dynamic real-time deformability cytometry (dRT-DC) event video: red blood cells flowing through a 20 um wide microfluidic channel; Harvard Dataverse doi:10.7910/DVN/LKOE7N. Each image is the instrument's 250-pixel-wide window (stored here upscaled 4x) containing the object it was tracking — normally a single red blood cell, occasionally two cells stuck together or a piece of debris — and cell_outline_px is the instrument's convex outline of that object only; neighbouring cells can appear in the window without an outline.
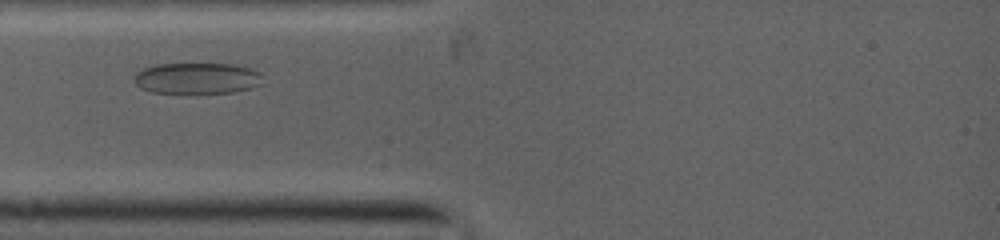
{"species": "common noctule bat (a hibernating species)", "species_latin": "Nyctalus noctula", "temperature_condition": "warm", "stored_images_in_passage": 10, "camera_frame_rate_fps": 5000, "um_per_image_px": 0.085, "animal": {"sex": "female", "body_mass_g": 19.0, "forearm_length_mm": 53.3}, "frame": {"image": 1, "passage_image": 2, "time_ms": 1.0, "image_size_px": [1000, 240], "cell_outline_px": [[260, 76], [256, 84], [252, 88], [232, 92], [152, 92], [136, 84], [136, 72], [144, 68], [156, 64], [236, 64], [252, 68], [260, 72]], "centroid_in_image_um": [16.75, 6.63], "position_along_channel_um": 68.2, "area_um2": 22.72}}
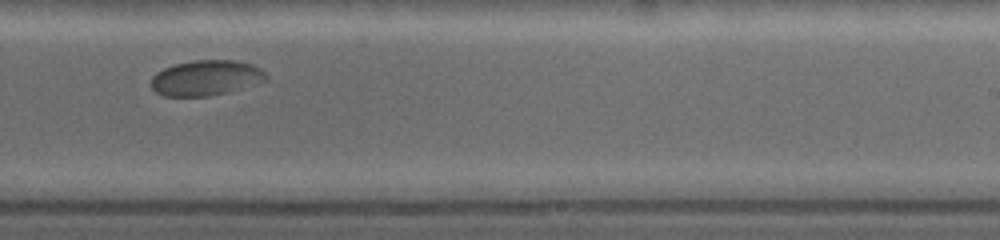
{"frame": {"image": 2, "passage_image": 7, "time_ms": 5.8, "image_size_px": [1000, 240], "cell_outline_px": [[268, 76], [264, 80], [224, 92], [208, 96], [164, 96], [156, 92], [152, 88], [152, 76], [156, 72], [164, 68], [176, 64], [192, 60], [232, 60], [252, 64], [260, 68]], "centroid_in_image_um": [17.45, 6.6], "position_along_channel_um": 271.6, "area_um2": 23.18}}
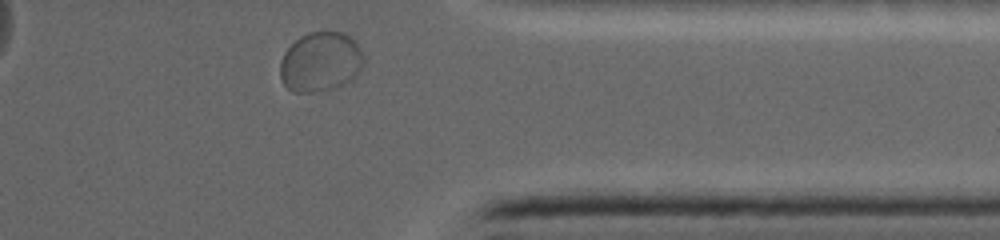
{"frame": {"image": 3, "passage_image": 10, "time_ms": 8.6, "image_size_px": [1000, 240], "cell_outline_px": [[364, 64], [356, 76], [340, 84], [328, 88], [312, 92], [292, 92], [284, 84], [280, 76], [280, 64], [284, 52], [300, 36], [308, 32], [324, 28], [328, 28], [344, 32], [360, 48], [364, 56]], "centroid_in_image_um": [27.24, 5.19], "position_along_channel_um": 384.2, "area_um2": 29.25}}